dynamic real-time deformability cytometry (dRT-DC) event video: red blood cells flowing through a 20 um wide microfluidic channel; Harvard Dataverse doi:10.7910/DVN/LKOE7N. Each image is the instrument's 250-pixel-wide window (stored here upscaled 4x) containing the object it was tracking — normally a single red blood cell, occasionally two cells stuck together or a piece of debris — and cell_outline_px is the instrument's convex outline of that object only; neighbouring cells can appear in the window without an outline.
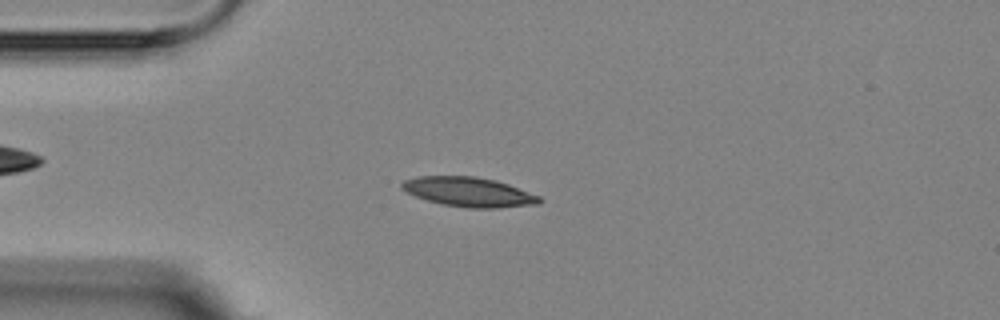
{"species": "Egyptian fruit bat (a non-hibernating species)", "species_latin": "Rousettus aegyptiacus", "temperature_condition": "room temperature", "stored_images_in_passage": 15, "camera_frame_rate_fps": 3000, "um_per_image_px": 0.085, "animal": {"sex": "female"}, "frame": {"image": 1, "passage_image": 3, "time_ms": 2.333, "image_size_px": [1000, 320], "cell_outline_px": [[544, 200], [540, 204], [496, 208], [468, 208], [444, 204], [428, 200], [416, 196], [400, 188], [400, 184], [404, 180], [416, 176], [476, 176], [496, 180], [508, 184], [540, 196]], "centroid_in_image_um": [39.88, 16.31], "position_along_channel_um": 45.1, "area_um2": 23.7}}
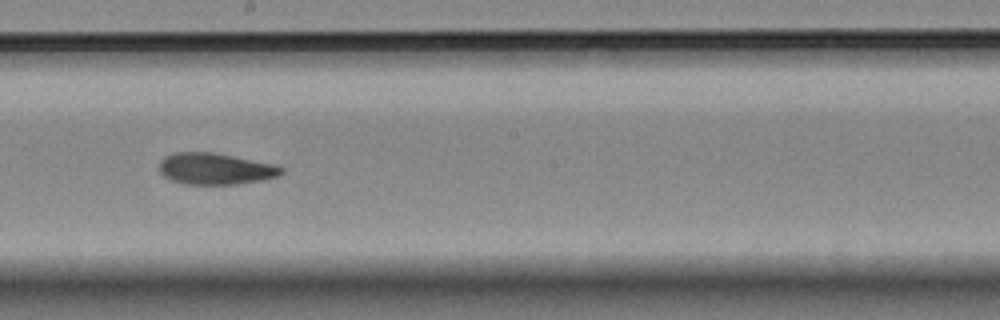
{"frame": {"image": 2, "passage_image": 8, "time_ms": 8.0, "image_size_px": [1000, 320], "cell_outline_px": [[284, 172], [276, 176], [264, 180], [236, 184], [184, 184], [172, 180], [164, 176], [160, 172], [160, 160], [164, 156], [172, 152], [212, 152], [276, 164], [284, 168]], "centroid_in_image_um": [18.31, 14.34], "position_along_channel_um": 229.9, "area_um2": 22.48}}
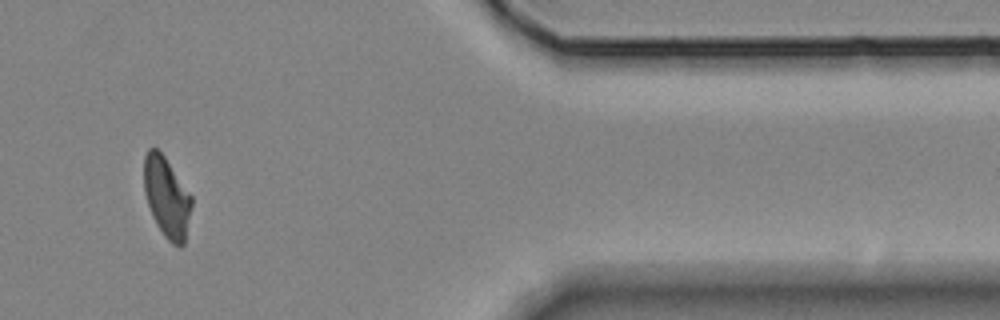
{"frame": {"image": 3, "passage_image": 13, "time_ms": 13.667, "image_size_px": [1000, 320], "cell_outline_px": [[192, 204], [184, 244], [180, 248], [172, 244], [164, 236], [152, 216], [144, 192], [144, 156], [148, 148], [156, 148], [164, 156], [192, 196]], "centroid_in_image_um": [14.17, 16.78], "position_along_channel_um": 397.2, "area_um2": 22.2}, "authors_computed_cell_mechanics": {"area_um2": 22.8888, "velocity_mm_per_s": 3.5313, "shape_relaxation_time_tau1_ms": 8.8925, "shape_relaxation_time_tau2_ms": 2.2923, "deformation_change_tau1": 0.1723, "deformation_change_tau2": 0.06}}